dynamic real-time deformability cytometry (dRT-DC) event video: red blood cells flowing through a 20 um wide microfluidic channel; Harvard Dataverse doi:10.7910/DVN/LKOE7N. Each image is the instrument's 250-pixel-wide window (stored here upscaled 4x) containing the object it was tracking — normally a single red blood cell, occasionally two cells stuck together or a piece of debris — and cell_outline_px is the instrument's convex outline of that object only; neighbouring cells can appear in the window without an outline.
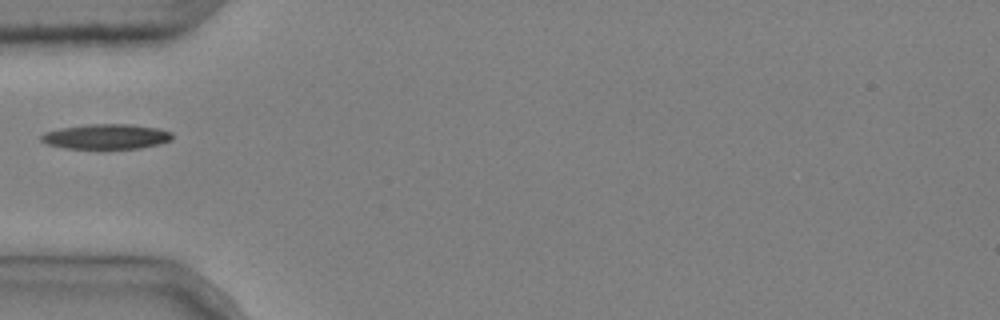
{"species": "common noctule bat (a hibernating species)", "species_latin": "Nyctalus noctula", "temperature_condition": "cold", "stored_images_in_passage": 1, "camera_frame_rate_fps": 3000, "um_per_image_px": 0.085, "animal": {"sex": "male", "body_mass_g": 20.4}, "frame": {"image": 1, "passage_image": 1, "time_ms": 0.0, "image_size_px": [1000, 320], "cell_outline_px": [[172, 140], [160, 144], [140, 148], [64, 148], [44, 144], [40, 140], [40, 136], [44, 132], [60, 128], [88, 124], [132, 124], [160, 128], [172, 132]], "centroid_in_image_um": [9.03, 11.6], "position_along_channel_um": 76.0, "area_um2": 19.31}}